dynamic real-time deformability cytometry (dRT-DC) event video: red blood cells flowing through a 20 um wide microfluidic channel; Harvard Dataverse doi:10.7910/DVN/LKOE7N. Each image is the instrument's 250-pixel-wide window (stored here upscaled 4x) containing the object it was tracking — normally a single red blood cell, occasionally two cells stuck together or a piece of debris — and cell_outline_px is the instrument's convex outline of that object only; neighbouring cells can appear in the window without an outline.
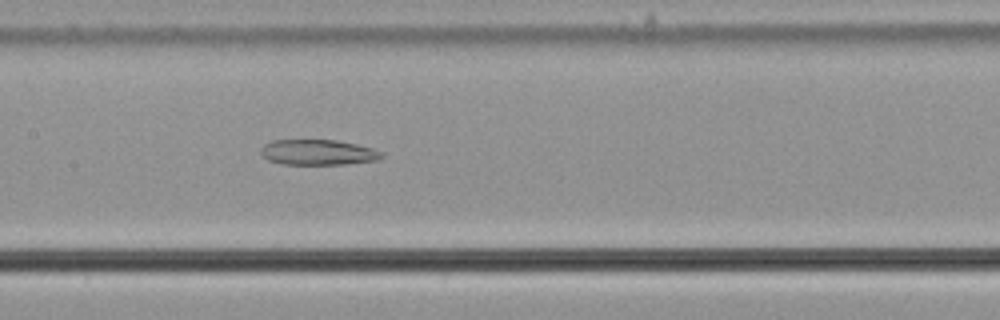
{"species": "common noctule bat (a hibernating species)", "species_latin": "Nyctalus noctula", "temperature_condition": "cold", "stored_images_in_passage": 56, "camera_frame_rate_fps": 3000, "um_per_image_px": 0.085, "animal": {"sex": "male", "body_mass_g": 21.5, "forearm_length_mm": 52.0}, "frame": {"image": 1, "passage_image": 28, "time_ms": 9.0, "image_size_px": [1000, 320], "cell_outline_px": [[384, 156], [376, 160], [344, 164], [284, 164], [268, 160], [260, 152], [260, 148], [264, 144], [272, 140], [336, 140], [356, 144], [372, 148], [384, 152]], "centroid_in_image_um": [27.03, 12.94], "position_along_channel_um": 180.4, "area_um2": 17.86}}
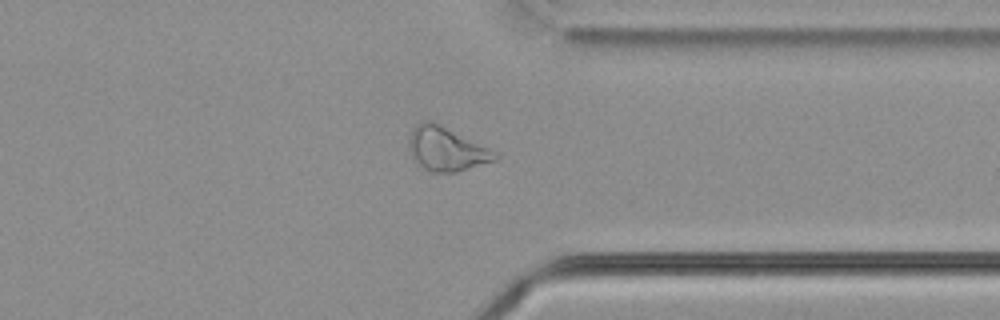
{"frame": {"image": 2, "passage_image": 44, "time_ms": 14.333, "image_size_px": [1000, 320], "cell_outline_px": [[500, 156], [496, 160], [456, 172], [432, 172], [424, 168], [412, 156], [408, 144], [408, 136], [412, 128], [420, 120], [432, 120], [488, 148]], "centroid_in_image_um": [37.9, 12.64], "position_along_channel_um": 373.5, "area_um2": 21.79}}
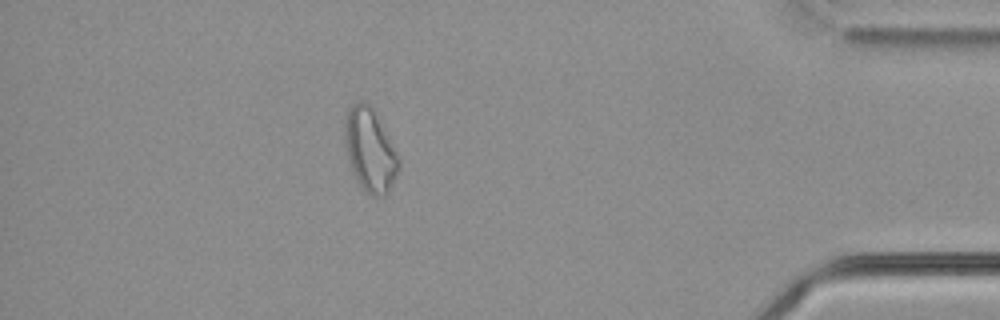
{"frame": {"image": 3, "passage_image": 50, "time_ms": 16.333, "image_size_px": [1000, 320], "cell_outline_px": [[400, 168], [388, 192], [384, 196], [372, 196], [356, 180], [348, 156], [344, 136], [344, 120], [348, 108], [352, 104], [360, 100], [364, 100], [372, 108], [400, 156]], "centroid_in_image_um": [31.46, 12.73], "position_along_channel_um": 403.7, "area_um2": 26.01}}